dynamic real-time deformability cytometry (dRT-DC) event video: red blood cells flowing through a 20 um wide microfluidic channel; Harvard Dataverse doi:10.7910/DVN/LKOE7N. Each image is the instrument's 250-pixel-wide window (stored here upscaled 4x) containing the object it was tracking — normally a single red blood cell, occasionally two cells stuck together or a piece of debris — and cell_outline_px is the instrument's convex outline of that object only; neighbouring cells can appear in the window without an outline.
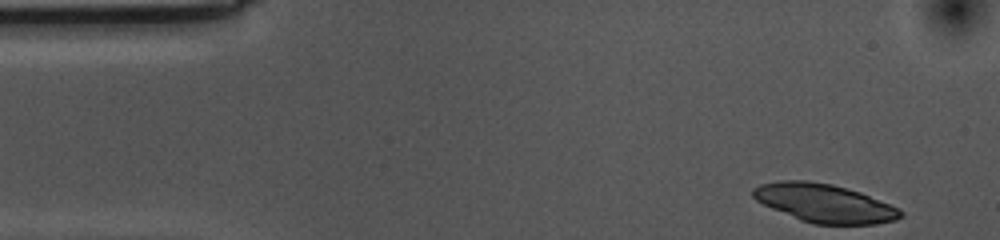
{"species": "common noctule bat (a hibernating species)", "species_latin": "Nyctalus noctula", "temperature_condition": "cold", "stored_images_in_passage": 41, "camera_frame_rate_fps": 3000, "um_per_image_px": 0.085, "animal": {"sex": "female", "body_mass_g": 10.0, "forearm_length_mm": 53.1}, "frame": {"image": 1, "passage_image": 1, "time_ms": 0.0, "image_size_px": [1000, 240], "cell_outline_px": [[904, 216], [896, 220], [876, 224], [812, 224], [800, 220], [772, 208], [756, 200], [752, 196], [752, 188], [760, 184], [780, 180], [804, 180], [832, 184], [860, 192], [900, 208], [904, 212]], "centroid_in_image_um": [70.09, 17.27], "position_along_channel_um": 14.9, "area_um2": 33.12}}